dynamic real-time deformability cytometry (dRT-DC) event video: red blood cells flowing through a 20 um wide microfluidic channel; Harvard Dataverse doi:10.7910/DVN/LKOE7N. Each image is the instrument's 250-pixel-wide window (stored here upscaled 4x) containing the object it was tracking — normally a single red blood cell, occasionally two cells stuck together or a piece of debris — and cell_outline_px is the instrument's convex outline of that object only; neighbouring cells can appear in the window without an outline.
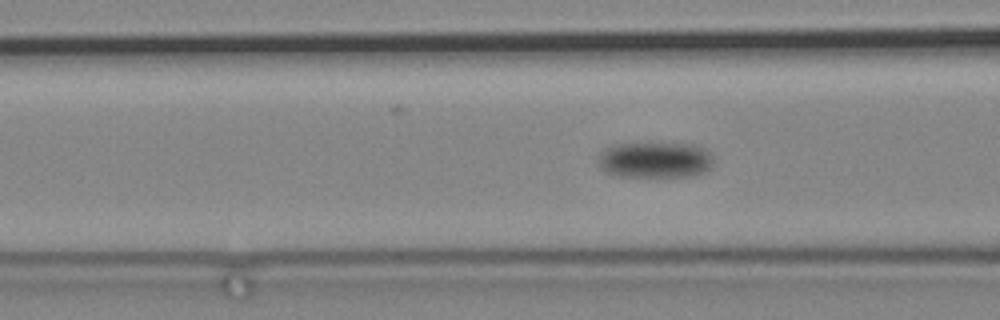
{"species": "common noctule bat (a hibernating species)", "species_latin": "Nyctalus noctula", "temperature_condition": "cold", "stored_images_in_passage": 65, "camera_frame_rate_fps": 3000, "um_per_image_px": 0.085, "animal": {"sex": "male", "body_mass_g": 19.2, "forearm_length_mm": 51.8}, "frame": {"image": 1, "passage_image": 14, "time_ms": 4.333, "image_size_px": [1000, 320], "cell_outline_px": [[712, 168], [704, 172], [692, 176], [616, 176], [604, 172], [596, 164], [596, 160], [600, 152], [604, 148], [612, 144], [700, 144], [712, 156]], "centroid_in_image_um": [55.63, 13.6], "position_along_channel_um": 111.0, "area_um2": 24.51}}
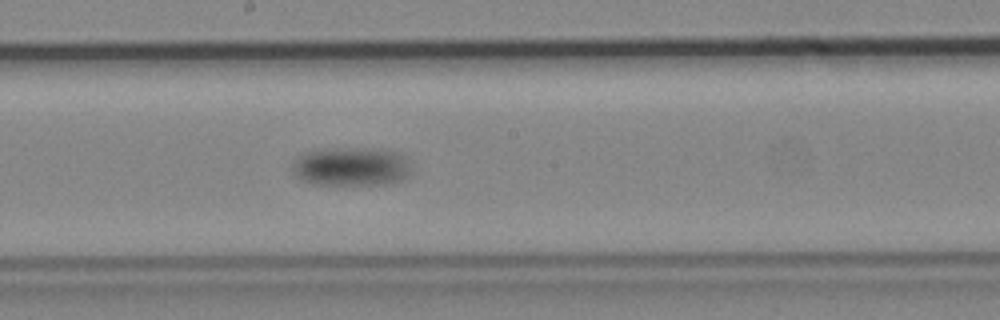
{"frame": {"image": 2, "passage_image": 27, "time_ms": 8.667, "image_size_px": [1000, 320], "cell_outline_px": [[408, 176], [400, 180], [384, 184], [312, 184], [296, 176], [292, 172], [292, 164], [304, 152], [328, 148], [384, 148], [396, 152], [404, 160], [408, 168]], "centroid_in_image_um": [29.79, 14.14], "position_along_channel_um": 218.4, "area_um2": 26.53}}
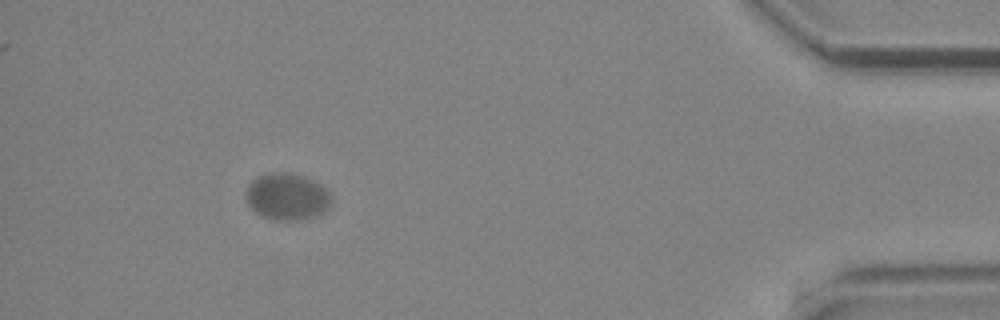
{"frame": {"image": 3, "passage_image": 57, "time_ms": 18.667, "image_size_px": [1000, 320], "cell_outline_px": [[332, 204], [324, 212], [312, 216], [292, 220], [276, 220], [260, 216], [244, 200], [244, 192], [248, 184], [252, 180], [260, 176], [272, 172], [288, 172], [304, 176], [320, 184], [328, 192], [332, 200]], "centroid_in_image_um": [24.36, 16.7], "position_along_channel_um": 410.8, "area_um2": 23.35}}